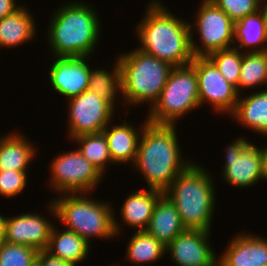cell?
I'll list each match as a JSON object with an SVG mask.
<instances>
[{"instance_id": "obj_29", "label": "cell", "mask_w": 267, "mask_h": 266, "mask_svg": "<svg viewBox=\"0 0 267 266\" xmlns=\"http://www.w3.org/2000/svg\"><path fill=\"white\" fill-rule=\"evenodd\" d=\"M208 58L217 66L227 82L232 84L238 93V82L242 64V52L231 47L211 53Z\"/></svg>"}, {"instance_id": "obj_19", "label": "cell", "mask_w": 267, "mask_h": 266, "mask_svg": "<svg viewBox=\"0 0 267 266\" xmlns=\"http://www.w3.org/2000/svg\"><path fill=\"white\" fill-rule=\"evenodd\" d=\"M18 131L14 128L0 137V170L28 171L36 160L38 147Z\"/></svg>"}, {"instance_id": "obj_1", "label": "cell", "mask_w": 267, "mask_h": 266, "mask_svg": "<svg viewBox=\"0 0 267 266\" xmlns=\"http://www.w3.org/2000/svg\"><path fill=\"white\" fill-rule=\"evenodd\" d=\"M167 8L161 0H150L145 5L144 16L134 27L140 42L137 48L173 67L188 65L194 58L190 21L177 17Z\"/></svg>"}, {"instance_id": "obj_10", "label": "cell", "mask_w": 267, "mask_h": 266, "mask_svg": "<svg viewBox=\"0 0 267 266\" xmlns=\"http://www.w3.org/2000/svg\"><path fill=\"white\" fill-rule=\"evenodd\" d=\"M225 159L221 169V180L233 188L247 189L263 181L261 146L247 137L235 138L225 147Z\"/></svg>"}, {"instance_id": "obj_13", "label": "cell", "mask_w": 267, "mask_h": 266, "mask_svg": "<svg viewBox=\"0 0 267 266\" xmlns=\"http://www.w3.org/2000/svg\"><path fill=\"white\" fill-rule=\"evenodd\" d=\"M90 58L87 56H52L48 79L54 93L69 100L88 90L92 67L88 61Z\"/></svg>"}, {"instance_id": "obj_21", "label": "cell", "mask_w": 267, "mask_h": 266, "mask_svg": "<svg viewBox=\"0 0 267 266\" xmlns=\"http://www.w3.org/2000/svg\"><path fill=\"white\" fill-rule=\"evenodd\" d=\"M34 19L25 4L13 14L0 19V47L16 48L36 39L38 27Z\"/></svg>"}, {"instance_id": "obj_32", "label": "cell", "mask_w": 267, "mask_h": 266, "mask_svg": "<svg viewBox=\"0 0 267 266\" xmlns=\"http://www.w3.org/2000/svg\"><path fill=\"white\" fill-rule=\"evenodd\" d=\"M218 8L223 10L235 23L246 15L257 12L261 0H211Z\"/></svg>"}, {"instance_id": "obj_34", "label": "cell", "mask_w": 267, "mask_h": 266, "mask_svg": "<svg viewBox=\"0 0 267 266\" xmlns=\"http://www.w3.org/2000/svg\"><path fill=\"white\" fill-rule=\"evenodd\" d=\"M16 1L17 0H0V19L13 14L23 6Z\"/></svg>"}, {"instance_id": "obj_23", "label": "cell", "mask_w": 267, "mask_h": 266, "mask_svg": "<svg viewBox=\"0 0 267 266\" xmlns=\"http://www.w3.org/2000/svg\"><path fill=\"white\" fill-rule=\"evenodd\" d=\"M91 249V245L83 237L64 227L63 230L58 229L54 224L45 251L72 266H78L87 260Z\"/></svg>"}, {"instance_id": "obj_35", "label": "cell", "mask_w": 267, "mask_h": 266, "mask_svg": "<svg viewBox=\"0 0 267 266\" xmlns=\"http://www.w3.org/2000/svg\"><path fill=\"white\" fill-rule=\"evenodd\" d=\"M262 151V177L267 182V145L261 146Z\"/></svg>"}, {"instance_id": "obj_28", "label": "cell", "mask_w": 267, "mask_h": 266, "mask_svg": "<svg viewBox=\"0 0 267 266\" xmlns=\"http://www.w3.org/2000/svg\"><path fill=\"white\" fill-rule=\"evenodd\" d=\"M71 142L73 144L76 143V146L78 145L76 148L81 154L106 176L107 172L105 171H107L108 166L113 163L110 157L107 140L102 132L80 135L73 138Z\"/></svg>"}, {"instance_id": "obj_24", "label": "cell", "mask_w": 267, "mask_h": 266, "mask_svg": "<svg viewBox=\"0 0 267 266\" xmlns=\"http://www.w3.org/2000/svg\"><path fill=\"white\" fill-rule=\"evenodd\" d=\"M233 47L242 53L267 51V27L261 9L234 23Z\"/></svg>"}, {"instance_id": "obj_5", "label": "cell", "mask_w": 267, "mask_h": 266, "mask_svg": "<svg viewBox=\"0 0 267 266\" xmlns=\"http://www.w3.org/2000/svg\"><path fill=\"white\" fill-rule=\"evenodd\" d=\"M91 195L92 193L57 195L56 198L48 200L44 207L54 220L57 219L64 228L83 237L90 245L94 238L101 241L113 240L116 237L114 231L116 209L112 202L97 200Z\"/></svg>"}, {"instance_id": "obj_31", "label": "cell", "mask_w": 267, "mask_h": 266, "mask_svg": "<svg viewBox=\"0 0 267 266\" xmlns=\"http://www.w3.org/2000/svg\"><path fill=\"white\" fill-rule=\"evenodd\" d=\"M28 172L0 170V196L9 199L19 196L29 181Z\"/></svg>"}, {"instance_id": "obj_33", "label": "cell", "mask_w": 267, "mask_h": 266, "mask_svg": "<svg viewBox=\"0 0 267 266\" xmlns=\"http://www.w3.org/2000/svg\"><path fill=\"white\" fill-rule=\"evenodd\" d=\"M36 262L39 266H72L70 263L52 256L45 250L39 251Z\"/></svg>"}, {"instance_id": "obj_7", "label": "cell", "mask_w": 267, "mask_h": 266, "mask_svg": "<svg viewBox=\"0 0 267 266\" xmlns=\"http://www.w3.org/2000/svg\"><path fill=\"white\" fill-rule=\"evenodd\" d=\"M200 108L195 67H173L159 99L147 110L148 122L178 125V120ZM193 110V111H192Z\"/></svg>"}, {"instance_id": "obj_22", "label": "cell", "mask_w": 267, "mask_h": 266, "mask_svg": "<svg viewBox=\"0 0 267 266\" xmlns=\"http://www.w3.org/2000/svg\"><path fill=\"white\" fill-rule=\"evenodd\" d=\"M185 229L177 208L163 194L157 201L145 232L155 237L164 246Z\"/></svg>"}, {"instance_id": "obj_17", "label": "cell", "mask_w": 267, "mask_h": 266, "mask_svg": "<svg viewBox=\"0 0 267 266\" xmlns=\"http://www.w3.org/2000/svg\"><path fill=\"white\" fill-rule=\"evenodd\" d=\"M164 193L154 189H135L132 191L122 202L120 207V218L117 217L114 211V231L116 238L121 235L122 225L124 223L127 227L134 229V231H145L148 226L149 220L152 216L154 207L158 199ZM119 219V220H118ZM118 220V222H117Z\"/></svg>"}, {"instance_id": "obj_16", "label": "cell", "mask_w": 267, "mask_h": 266, "mask_svg": "<svg viewBox=\"0 0 267 266\" xmlns=\"http://www.w3.org/2000/svg\"><path fill=\"white\" fill-rule=\"evenodd\" d=\"M218 257L220 266H267V238L257 233H236Z\"/></svg>"}, {"instance_id": "obj_30", "label": "cell", "mask_w": 267, "mask_h": 266, "mask_svg": "<svg viewBox=\"0 0 267 266\" xmlns=\"http://www.w3.org/2000/svg\"><path fill=\"white\" fill-rule=\"evenodd\" d=\"M38 253L33 247L3 240L0 244V266H32Z\"/></svg>"}, {"instance_id": "obj_38", "label": "cell", "mask_w": 267, "mask_h": 266, "mask_svg": "<svg viewBox=\"0 0 267 266\" xmlns=\"http://www.w3.org/2000/svg\"><path fill=\"white\" fill-rule=\"evenodd\" d=\"M32 266H39V264L37 262H35Z\"/></svg>"}, {"instance_id": "obj_6", "label": "cell", "mask_w": 267, "mask_h": 266, "mask_svg": "<svg viewBox=\"0 0 267 266\" xmlns=\"http://www.w3.org/2000/svg\"><path fill=\"white\" fill-rule=\"evenodd\" d=\"M117 56L125 114H129L131 106L147 104L150 109L159 99L173 66L137 47Z\"/></svg>"}, {"instance_id": "obj_14", "label": "cell", "mask_w": 267, "mask_h": 266, "mask_svg": "<svg viewBox=\"0 0 267 266\" xmlns=\"http://www.w3.org/2000/svg\"><path fill=\"white\" fill-rule=\"evenodd\" d=\"M210 235L208 231L186 229L166 247V254L175 266H215L218 257Z\"/></svg>"}, {"instance_id": "obj_12", "label": "cell", "mask_w": 267, "mask_h": 266, "mask_svg": "<svg viewBox=\"0 0 267 266\" xmlns=\"http://www.w3.org/2000/svg\"><path fill=\"white\" fill-rule=\"evenodd\" d=\"M191 64L197 74L200 107L208 104L215 114L229 116L238 101L239 94L236 88L226 81L208 57H194Z\"/></svg>"}, {"instance_id": "obj_8", "label": "cell", "mask_w": 267, "mask_h": 266, "mask_svg": "<svg viewBox=\"0 0 267 266\" xmlns=\"http://www.w3.org/2000/svg\"><path fill=\"white\" fill-rule=\"evenodd\" d=\"M194 15L189 23L194 57H208L215 51L233 47L234 22L211 0H202Z\"/></svg>"}, {"instance_id": "obj_15", "label": "cell", "mask_w": 267, "mask_h": 266, "mask_svg": "<svg viewBox=\"0 0 267 266\" xmlns=\"http://www.w3.org/2000/svg\"><path fill=\"white\" fill-rule=\"evenodd\" d=\"M10 216L7 215L5 222V242L30 246L38 251L46 249L54 220L36 211Z\"/></svg>"}, {"instance_id": "obj_25", "label": "cell", "mask_w": 267, "mask_h": 266, "mask_svg": "<svg viewBox=\"0 0 267 266\" xmlns=\"http://www.w3.org/2000/svg\"><path fill=\"white\" fill-rule=\"evenodd\" d=\"M126 246L125 260L134 266L157 263L166 256V246L145 231H134Z\"/></svg>"}, {"instance_id": "obj_2", "label": "cell", "mask_w": 267, "mask_h": 266, "mask_svg": "<svg viewBox=\"0 0 267 266\" xmlns=\"http://www.w3.org/2000/svg\"><path fill=\"white\" fill-rule=\"evenodd\" d=\"M177 125H159L148 122L139 139L134 164L147 183V189L165 192L192 162L184 158L178 140Z\"/></svg>"}, {"instance_id": "obj_3", "label": "cell", "mask_w": 267, "mask_h": 266, "mask_svg": "<svg viewBox=\"0 0 267 266\" xmlns=\"http://www.w3.org/2000/svg\"><path fill=\"white\" fill-rule=\"evenodd\" d=\"M86 2H63L52 11L45 34L50 55L91 57L95 54L101 40V18L93 4Z\"/></svg>"}, {"instance_id": "obj_4", "label": "cell", "mask_w": 267, "mask_h": 266, "mask_svg": "<svg viewBox=\"0 0 267 266\" xmlns=\"http://www.w3.org/2000/svg\"><path fill=\"white\" fill-rule=\"evenodd\" d=\"M196 162L181 172L164 194L177 208L185 229L212 232L217 185L209 169Z\"/></svg>"}, {"instance_id": "obj_37", "label": "cell", "mask_w": 267, "mask_h": 266, "mask_svg": "<svg viewBox=\"0 0 267 266\" xmlns=\"http://www.w3.org/2000/svg\"><path fill=\"white\" fill-rule=\"evenodd\" d=\"M260 9L263 12V15H264V18H265L266 27H267V0H261Z\"/></svg>"}, {"instance_id": "obj_18", "label": "cell", "mask_w": 267, "mask_h": 266, "mask_svg": "<svg viewBox=\"0 0 267 266\" xmlns=\"http://www.w3.org/2000/svg\"><path fill=\"white\" fill-rule=\"evenodd\" d=\"M139 124V128L135 123H128L126 119L113 124L115 119L110 122L103 130V134L108 143L110 157L113 165H125L131 167L134 164L138 151V143L141 133L148 123L147 118ZM134 123V124H133ZM113 126H112V125Z\"/></svg>"}, {"instance_id": "obj_26", "label": "cell", "mask_w": 267, "mask_h": 266, "mask_svg": "<svg viewBox=\"0 0 267 266\" xmlns=\"http://www.w3.org/2000/svg\"><path fill=\"white\" fill-rule=\"evenodd\" d=\"M114 61L112 70L103 67L101 69V66L90 68L88 90L100 95L114 108H117L116 103H122L123 107V101L121 99L120 66L117 57H115Z\"/></svg>"}, {"instance_id": "obj_9", "label": "cell", "mask_w": 267, "mask_h": 266, "mask_svg": "<svg viewBox=\"0 0 267 266\" xmlns=\"http://www.w3.org/2000/svg\"><path fill=\"white\" fill-rule=\"evenodd\" d=\"M49 169L48 186L57 195L93 194L105 177L77 148L53 157Z\"/></svg>"}, {"instance_id": "obj_11", "label": "cell", "mask_w": 267, "mask_h": 266, "mask_svg": "<svg viewBox=\"0 0 267 266\" xmlns=\"http://www.w3.org/2000/svg\"><path fill=\"white\" fill-rule=\"evenodd\" d=\"M67 138L84 134H97L115 118L117 110L100 95L86 90L77 97L66 100Z\"/></svg>"}, {"instance_id": "obj_36", "label": "cell", "mask_w": 267, "mask_h": 266, "mask_svg": "<svg viewBox=\"0 0 267 266\" xmlns=\"http://www.w3.org/2000/svg\"><path fill=\"white\" fill-rule=\"evenodd\" d=\"M7 215L5 216L0 213V244L2 243L4 239V233H5V222H6Z\"/></svg>"}, {"instance_id": "obj_27", "label": "cell", "mask_w": 267, "mask_h": 266, "mask_svg": "<svg viewBox=\"0 0 267 266\" xmlns=\"http://www.w3.org/2000/svg\"><path fill=\"white\" fill-rule=\"evenodd\" d=\"M265 87L267 89V51L242 53L238 94L249 89L264 90Z\"/></svg>"}, {"instance_id": "obj_20", "label": "cell", "mask_w": 267, "mask_h": 266, "mask_svg": "<svg viewBox=\"0 0 267 266\" xmlns=\"http://www.w3.org/2000/svg\"><path fill=\"white\" fill-rule=\"evenodd\" d=\"M251 93V94H250ZM248 95H239L234 111L229 115L237 124L267 137V89H257Z\"/></svg>"}]
</instances>
